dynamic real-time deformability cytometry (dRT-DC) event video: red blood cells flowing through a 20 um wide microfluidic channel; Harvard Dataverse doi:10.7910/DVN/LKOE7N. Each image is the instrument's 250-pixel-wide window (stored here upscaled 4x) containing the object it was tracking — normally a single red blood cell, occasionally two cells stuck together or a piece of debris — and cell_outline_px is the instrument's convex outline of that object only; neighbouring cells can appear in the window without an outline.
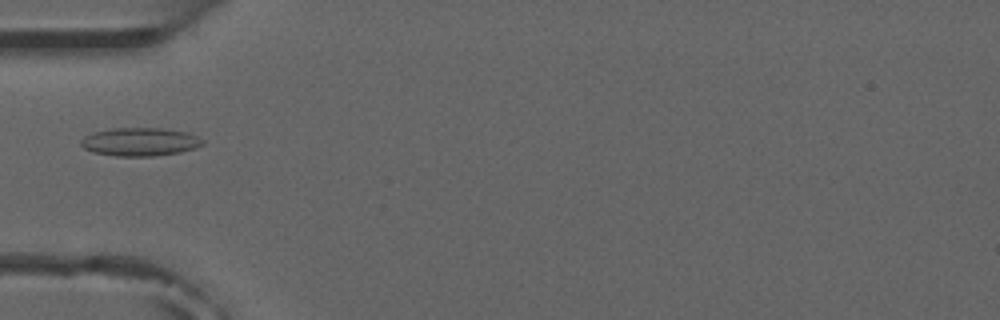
{"species": "common noctule bat (a hibernating species)", "species_latin": "Nyctalus noctula", "temperature_condition": "room temperature", "stored_images_in_passage": 5, "camera_frame_rate_fps": 3000, "um_per_image_px": 0.085, "animal": {"sex": "male", "forearm_length_mm": 52.5}, "frame": {"image": 1, "passage_image": 5, "time_ms": 5.333, "image_size_px": [1000, 320], "cell_outline_px": [[204, 144], [180, 152], [152, 156], [116, 156], [96, 152], [84, 148], [80, 144], [80, 140], [84, 136], [92, 132], [112, 128], [160, 128], [188, 132], [204, 140]], "centroid_in_image_um": [11.88, 12.04], "position_along_channel_um": 73.1, "area_um2": 19.94}}